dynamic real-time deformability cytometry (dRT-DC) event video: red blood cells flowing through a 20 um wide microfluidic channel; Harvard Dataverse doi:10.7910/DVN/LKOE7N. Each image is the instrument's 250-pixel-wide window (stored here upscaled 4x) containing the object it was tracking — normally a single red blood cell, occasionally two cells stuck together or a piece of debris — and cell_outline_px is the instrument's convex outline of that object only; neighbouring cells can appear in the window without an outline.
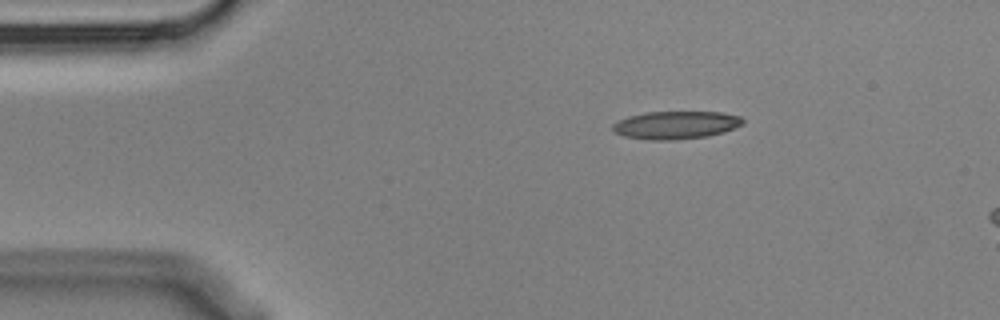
{"species": "Egyptian fruit bat (a non-hibernating species)", "species_latin": "Rousettus aegyptiacus", "temperature_condition": "cold", "stored_images_in_passage": 3, "camera_frame_rate_fps": 3000, "um_per_image_px": 0.085, "animal": {"sex": "male"}, "frame": {"image": 1, "passage_image": 1, "time_ms": 0.0, "image_size_px": [1000, 320], "cell_outline_px": [[744, 124], [724, 132], [708, 136], [672, 140], [652, 140], [624, 136], [616, 132], [612, 128], [612, 124], [616, 120], [628, 116], [644, 112], [720, 112], [740, 116], [744, 120]], "centroid_in_image_um": [57.44, 10.62], "position_along_channel_um": 27.6, "area_um2": 21.21}}